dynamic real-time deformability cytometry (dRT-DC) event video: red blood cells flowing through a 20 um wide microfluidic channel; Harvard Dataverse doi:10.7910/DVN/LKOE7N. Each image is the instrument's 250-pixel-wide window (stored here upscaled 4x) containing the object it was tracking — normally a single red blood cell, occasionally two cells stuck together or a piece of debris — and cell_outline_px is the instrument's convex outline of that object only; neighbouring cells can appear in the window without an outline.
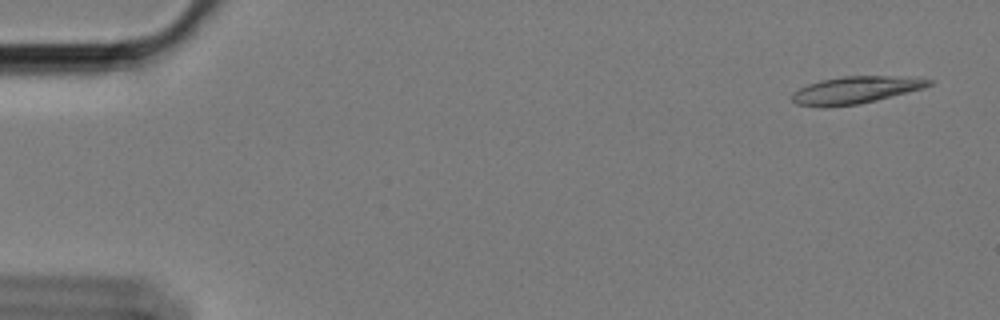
{"species": "Egyptian fruit bat (a non-hibernating species)", "species_latin": "Rousettus aegyptiacus", "temperature_condition": "cold", "stored_images_in_passage": 59, "camera_frame_rate_fps": 3000, "um_per_image_px": 0.085, "animal": {"sex": "female"}, "frame": {"image": 1, "passage_image": 3, "time_ms": 0.667, "image_size_px": [1000, 320], "cell_outline_px": [[936, 80], [932, 84], [924, 88], [876, 100], [856, 104], [796, 104], [792, 100], [792, 92], [808, 84], [820, 80], [844, 76], [892, 76]], "centroid_in_image_um": [72.79, 7.6], "position_along_channel_um": 12.2, "area_um2": 20.75}}
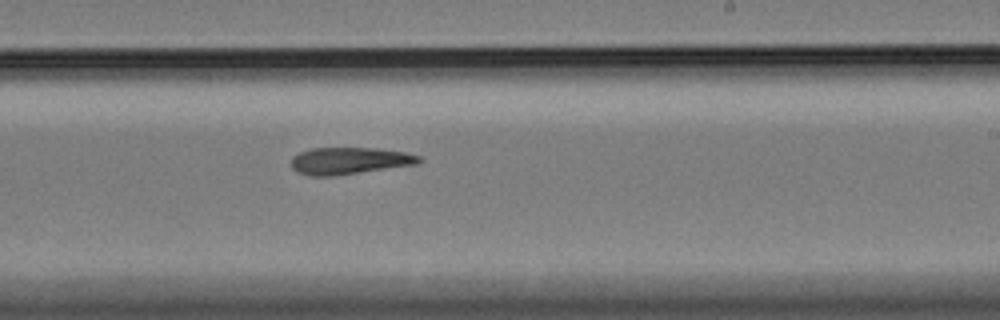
{"frame": {"image": 2, "passage_image": 36, "time_ms": 11.667, "image_size_px": [1000, 320], "cell_outline_px": [[424, 160], [416, 164], [336, 176], [308, 176], [292, 168], [292, 156], [300, 152], [312, 148], [376, 148], [404, 152], [420, 156]], "centroid_in_image_um": [29.7, 13.67], "position_along_channel_um": 259.3, "area_um2": 20.06}}
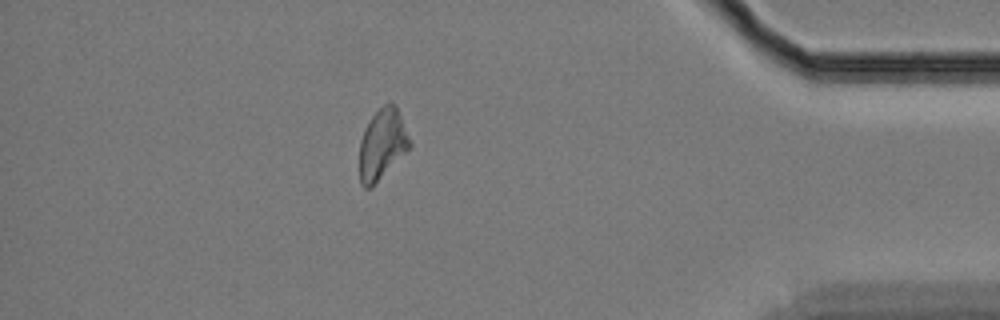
{"frame": {"image": 3, "passage_image": 52, "time_ms": 17.0, "image_size_px": [1000, 320], "cell_outline_px": [[412, 144], [372, 188], [364, 188], [360, 184], [360, 140], [372, 116], [388, 100], [396, 104]], "centroid_in_image_um": [32.49, 12.25], "position_along_channel_um": 402.7, "area_um2": 20.4}, "authors_computed_cell_mechanics": {"area_um2": 20.808, "velocity_mm_per_s": 3.3867, "shape_relaxation_time_tau1_ms": null, "shape_relaxation_time_tau2_ms": 4.7354, "deformation_change_tau1": null, "deformation_change_tau2": 0.1352}}